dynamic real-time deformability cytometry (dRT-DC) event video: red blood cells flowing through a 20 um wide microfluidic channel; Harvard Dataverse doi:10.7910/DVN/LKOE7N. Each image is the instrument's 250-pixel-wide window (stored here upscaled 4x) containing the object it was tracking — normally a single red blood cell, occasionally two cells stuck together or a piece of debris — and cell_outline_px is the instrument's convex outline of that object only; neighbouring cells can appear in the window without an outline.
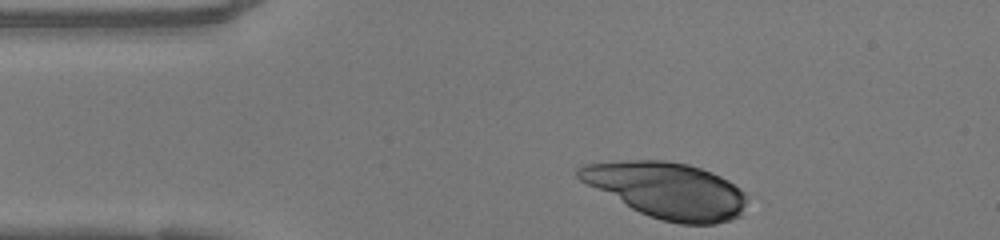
{"species": "human", "species_latin": "Homo sapiens", "temperature_condition": "warm", "stored_images_in_passage": 31, "camera_frame_rate_fps": 3000, "um_per_image_px": 0.085, "donor": {"sex": "female"}, "frame": {"image": 1, "passage_image": 1, "time_ms": 0.0, "image_size_px": [1000, 240], "cell_outline_px": [[748, 200], [740, 216], [732, 220], [716, 224], [680, 224], [660, 220], [648, 216], [632, 208], [580, 180], [576, 176], [576, 168], [584, 164], [628, 160], [668, 160], [688, 164], [712, 172], [728, 180], [740, 188], [748, 196]], "centroid_in_image_um": [56.74, 16.17], "position_along_channel_um": 28.3, "area_um2": 54.79}}